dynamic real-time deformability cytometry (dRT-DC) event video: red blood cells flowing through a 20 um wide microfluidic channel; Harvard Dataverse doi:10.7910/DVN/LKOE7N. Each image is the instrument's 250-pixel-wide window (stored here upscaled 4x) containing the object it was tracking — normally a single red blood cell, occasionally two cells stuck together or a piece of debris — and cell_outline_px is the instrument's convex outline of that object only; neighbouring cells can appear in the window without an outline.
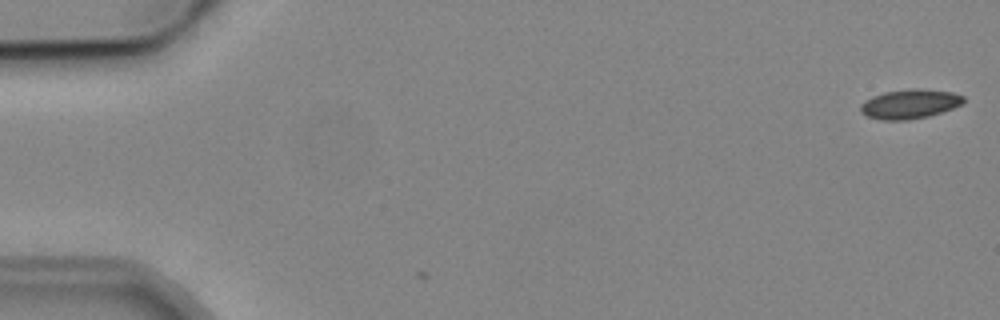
{"species": "common noctule bat (a hibernating species)", "species_latin": "Nyctalus noctula", "temperature_condition": "cold", "stored_images_in_passage": 8, "camera_frame_rate_fps": 3000, "um_per_image_px": 0.085, "animal": {"sex": "male", "body_mass_g": 19.2, "forearm_length_mm": 51.8}, "frame": {"image": 1, "passage_image": 1, "time_ms": 0.0, "image_size_px": [1000, 320], "cell_outline_px": [[964, 100], [960, 104], [952, 108], [928, 116], [904, 120], [884, 120], [868, 116], [860, 112], [860, 104], [864, 100], [872, 96], [884, 92], [912, 88], [920, 88], [952, 92], [964, 96]], "centroid_in_image_um": [77.29, 8.82], "position_along_channel_um": 7.7, "area_um2": 17.51}}
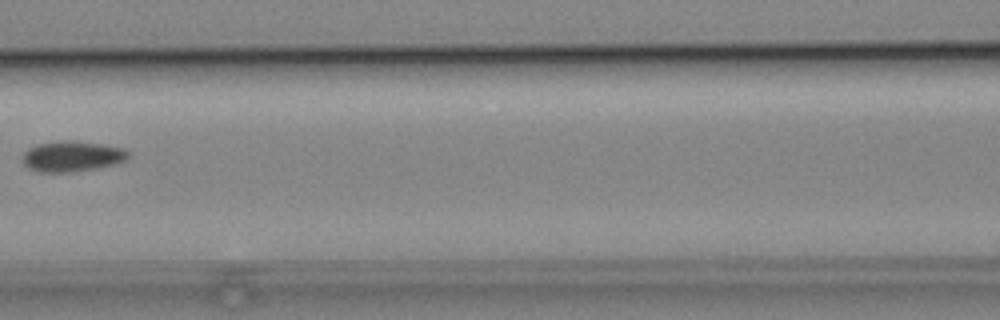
{"frame": {"image": 2, "passage_image": 7, "time_ms": 8.0, "image_size_px": [1000, 320], "cell_outline_px": [[128, 156], [124, 160], [112, 164], [96, 168], [68, 172], [36, 172], [28, 168], [24, 164], [24, 152], [28, 148], [36, 144], [60, 140], [72, 140], [100, 144], [124, 148], [128, 152]], "centroid_in_image_um": [6.07, 13.28], "position_along_channel_um": 160.5, "area_um2": 18.67}}
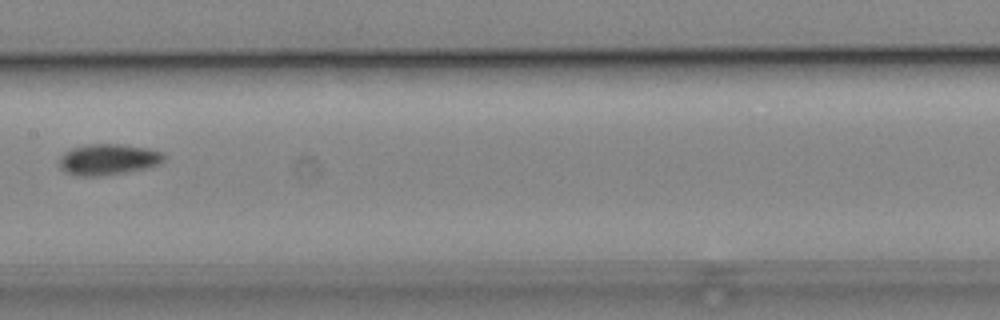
{"frame": {"image": 3, "passage_image": 8, "time_ms": 9.0, "image_size_px": [1000, 320], "cell_outline_px": [[164, 160], [160, 164], [144, 168], [124, 172], [100, 176], [80, 176], [68, 172], [60, 168], [60, 156], [64, 152], [72, 148], [88, 144], [120, 144], [148, 148], [164, 152]], "centroid_in_image_um": [9.21, 13.54], "position_along_channel_um": 198.2, "area_um2": 18.79}}